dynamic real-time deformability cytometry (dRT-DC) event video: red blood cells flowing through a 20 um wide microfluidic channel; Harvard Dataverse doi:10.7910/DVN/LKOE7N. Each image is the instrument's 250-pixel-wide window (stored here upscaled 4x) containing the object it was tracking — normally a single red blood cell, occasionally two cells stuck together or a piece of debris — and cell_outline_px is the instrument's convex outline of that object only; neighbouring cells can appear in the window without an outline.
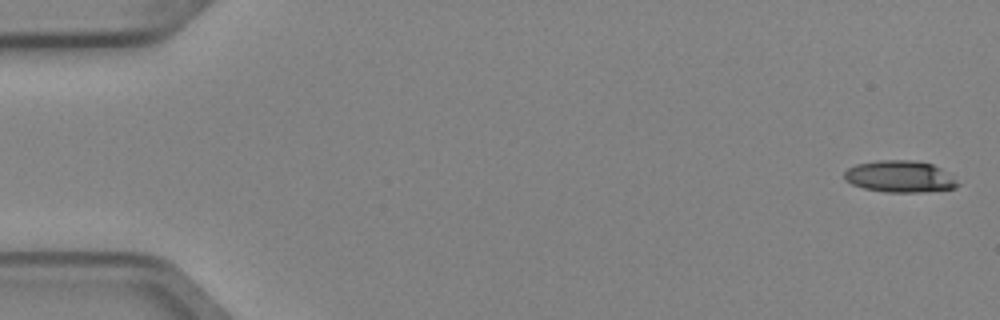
{"species": "Egyptian fruit bat (a non-hibernating species)", "species_latin": "Rousettus aegyptiacus", "temperature_condition": "cold", "stored_images_in_passage": 4, "camera_frame_rate_fps": 3000, "um_per_image_px": 0.085, "animal": {"sex": "female"}, "frame": {"image": 1, "passage_image": 1, "time_ms": 0.0, "image_size_px": [1000, 320], "cell_outline_px": [[960, 184], [956, 188], [920, 192], [884, 192], [864, 188], [852, 184], [844, 180], [844, 172], [848, 168], [856, 164], [876, 160], [912, 160], [932, 164], [940, 168]], "centroid_in_image_um": [76.44, 15.0], "position_along_channel_um": 8.6, "area_um2": 20.87}}
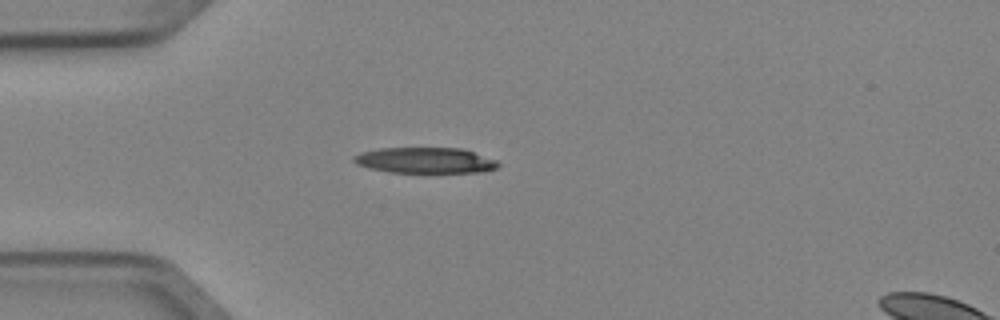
{"frame": {"image": 2, "passage_image": 4, "time_ms": 1.0, "image_size_px": [1000, 320], "cell_outline_px": [[500, 164], [496, 168], [484, 172], [392, 172], [372, 168], [356, 164], [352, 160], [352, 156], [364, 152], [380, 148], [460, 148], [496, 160]], "centroid_in_image_um": [36.14, 13.63], "position_along_channel_um": 48.9, "area_um2": 21.33}}